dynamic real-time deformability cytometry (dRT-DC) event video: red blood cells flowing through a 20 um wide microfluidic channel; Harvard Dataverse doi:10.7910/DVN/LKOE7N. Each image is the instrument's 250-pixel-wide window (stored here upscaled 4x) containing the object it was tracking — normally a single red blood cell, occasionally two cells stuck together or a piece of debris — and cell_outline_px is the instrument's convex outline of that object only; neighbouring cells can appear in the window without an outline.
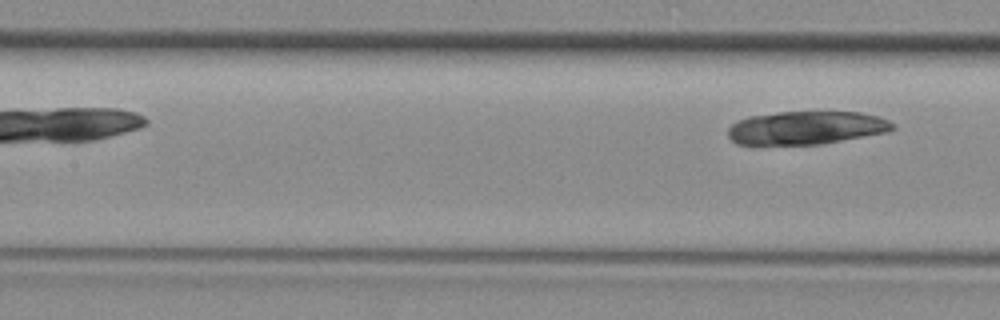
{"species": "common noctule bat (a hibernating species)", "species_latin": "Nyctalus noctula", "temperature_condition": "room temperature", "stored_images_in_passage": 9, "segment_of_instrument_passage": [2, 2], "camera_frame_rate_fps": 3000, "um_per_image_px": 0.085, "animal": {"sex": "female", "body_mass_g": 29.2, "forearm_length_mm": 56.3}, "frame": {"image": 1, "passage_image": 9, "time_ms": 2.667, "image_size_px": [1000, 320], "cell_outline_px": [[896, 128], [888, 132], [820, 144], [760, 148], [752, 148], [736, 144], [728, 136], [728, 128], [736, 120], [748, 116], [776, 112], [860, 112], [876, 116], [888, 120], [896, 124]], "centroid_in_image_um": [68.4, 10.91], "position_along_channel_um": 139.0, "area_um2": 33.23}}